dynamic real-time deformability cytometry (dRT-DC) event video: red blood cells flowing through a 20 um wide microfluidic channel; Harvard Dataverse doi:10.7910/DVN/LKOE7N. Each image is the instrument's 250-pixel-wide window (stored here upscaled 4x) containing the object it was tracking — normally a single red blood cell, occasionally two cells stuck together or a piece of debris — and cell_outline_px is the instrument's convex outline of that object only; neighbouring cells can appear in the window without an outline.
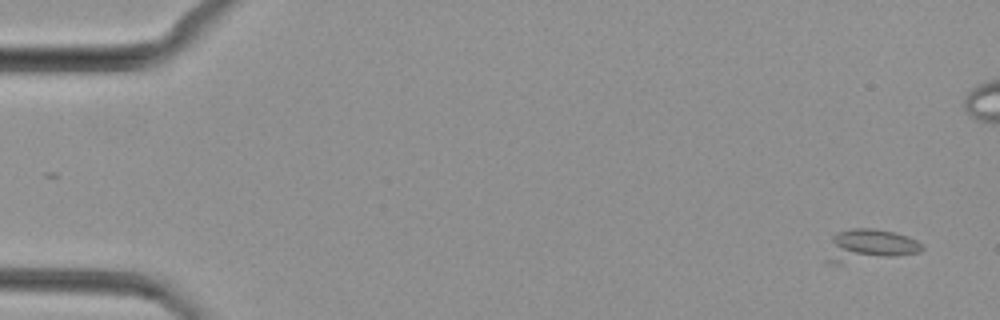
{"species": "common noctule bat (a hibernating species)", "species_latin": "Nyctalus noctula", "temperature_condition": "cold", "stored_images_in_passage": 12, "camera_frame_rate_fps": 3000, "um_per_image_px": 0.085, "animal": {"sex": "female", "body_mass_g": 29.2, "forearm_length_mm": 56.3}, "frame": {"image": 1, "passage_image": 2, "time_ms": 0.333, "image_size_px": [1000, 320], "cell_outline_px": [[924, 248], [920, 252], [896, 256], [840, 264], [832, 264], [824, 260], [832, 236], [836, 232], [852, 228], [872, 228], [892, 232], [908, 236], [916, 240]], "centroid_in_image_um": [73.83, 20.87], "position_along_channel_um": 11.2, "area_um2": 18.09}}